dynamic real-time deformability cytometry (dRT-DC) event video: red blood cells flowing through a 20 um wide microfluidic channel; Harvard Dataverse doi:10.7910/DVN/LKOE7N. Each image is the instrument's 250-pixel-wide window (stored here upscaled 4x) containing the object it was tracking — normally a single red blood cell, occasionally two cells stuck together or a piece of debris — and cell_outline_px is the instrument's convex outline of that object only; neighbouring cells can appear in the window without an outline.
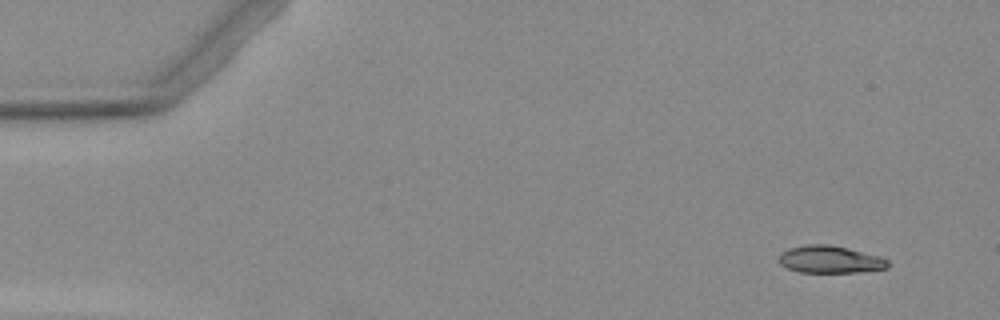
{"species": "Egyptian fruit bat (a non-hibernating species)", "species_latin": "Rousettus aegyptiacus", "temperature_condition": "warm", "stored_images_in_passage": 6, "camera_frame_rate_fps": 3000, "um_per_image_px": 0.085, "animal": {"sex": "female"}, "frame": {"image": 1, "passage_image": 1, "time_ms": 0.0, "image_size_px": [1000, 320], "cell_outline_px": [[888, 268], [856, 272], [800, 272], [788, 268], [780, 264], [780, 252], [788, 248], [808, 244], [828, 244], [848, 248], [880, 256], [888, 260]], "centroid_in_image_um": [70.55, 22.04], "position_along_channel_um": 14.5, "area_um2": 17.28}}
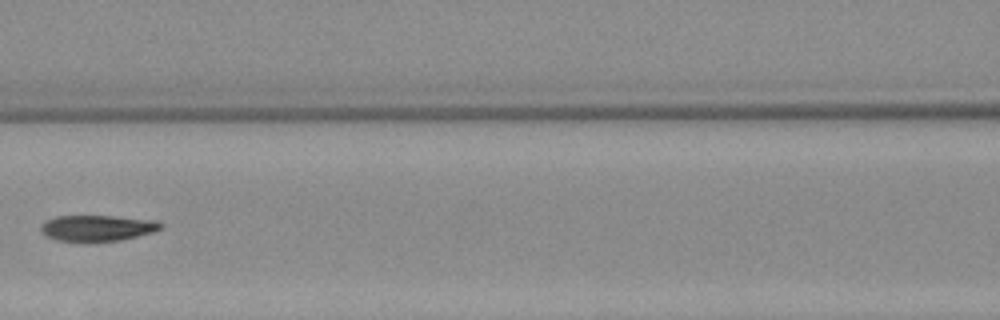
{"frame": {"image": 2, "passage_image": 6, "time_ms": 6.667, "image_size_px": [1000, 320], "cell_outline_px": [[164, 228], [152, 232], [120, 240], [56, 240], [48, 236], [40, 228], [40, 224], [56, 216], [112, 216], [160, 220], [164, 224]], "centroid_in_image_um": [8.36, 19.35], "position_along_channel_um": 158.2, "area_um2": 17.8}}